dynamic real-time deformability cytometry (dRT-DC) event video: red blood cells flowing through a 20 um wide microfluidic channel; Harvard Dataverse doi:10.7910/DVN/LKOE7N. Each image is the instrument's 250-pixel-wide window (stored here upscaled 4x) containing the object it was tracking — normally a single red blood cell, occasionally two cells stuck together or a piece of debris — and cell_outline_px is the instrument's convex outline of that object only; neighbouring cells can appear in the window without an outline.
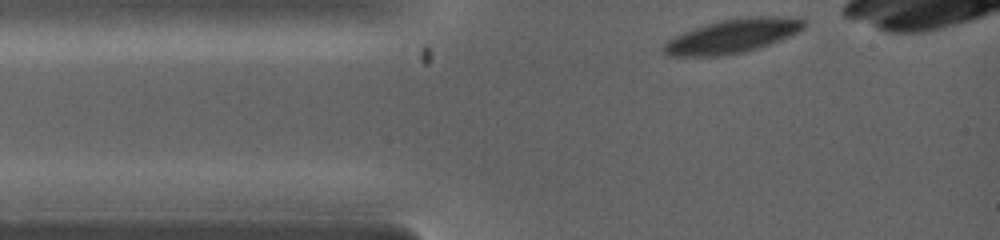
{"species": "common noctule bat (a hibernating species)", "species_latin": "Nyctalus noctula", "temperature_condition": "warm", "stored_images_in_passage": 5, "camera_frame_rate_fps": 5000, "um_per_image_px": 0.085, "animal": {"sex": "female", "body_mass_g": 19.0, "forearm_length_mm": 53.3}, "frame": {"image": 1, "passage_image": 1, "time_ms": 0.0, "image_size_px": [1000, 240], "cell_outline_px": [[808, 24], [804, 28], [780, 40], [744, 52], [720, 56], [668, 56], [660, 48], [672, 36], [692, 28], [720, 20], [748, 16], [776, 16], [804, 20]], "centroid_in_image_um": [62.19, 3.06], "position_along_channel_um": 22.8, "area_um2": 27.74}}
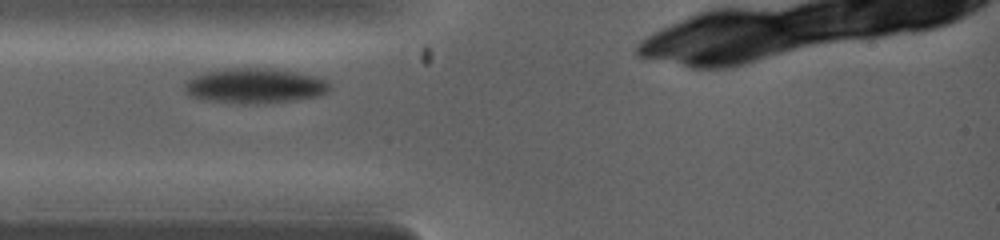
{"frame": {"image": 2, "passage_image": 4, "time_ms": 1.2, "image_size_px": [1000, 240], "cell_outline_px": [[332, 88], [328, 92], [316, 96], [288, 100], [244, 104], [212, 100], [192, 96], [184, 88], [184, 80], [204, 72], [228, 68], [260, 68], [300, 72], [324, 80]], "centroid_in_image_um": [21.63, 7.27], "position_along_channel_um": 63.4, "area_um2": 28.96}}
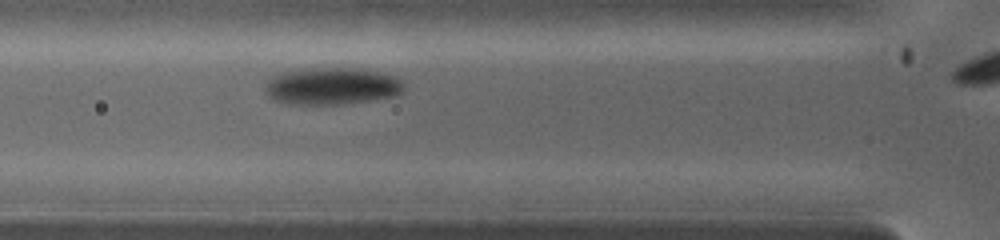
{"frame": {"image": 3, "passage_image": 5, "time_ms": 1.8, "image_size_px": [1000, 240], "cell_outline_px": [[404, 88], [400, 92], [392, 96], [368, 100], [340, 104], [300, 104], [276, 100], [264, 92], [268, 80], [276, 72], [324, 68], [352, 68], [380, 72], [392, 76], [400, 80], [404, 84]], "centroid_in_image_um": [28.18, 7.31], "position_along_channel_um": 97.6, "area_um2": 29.36}}